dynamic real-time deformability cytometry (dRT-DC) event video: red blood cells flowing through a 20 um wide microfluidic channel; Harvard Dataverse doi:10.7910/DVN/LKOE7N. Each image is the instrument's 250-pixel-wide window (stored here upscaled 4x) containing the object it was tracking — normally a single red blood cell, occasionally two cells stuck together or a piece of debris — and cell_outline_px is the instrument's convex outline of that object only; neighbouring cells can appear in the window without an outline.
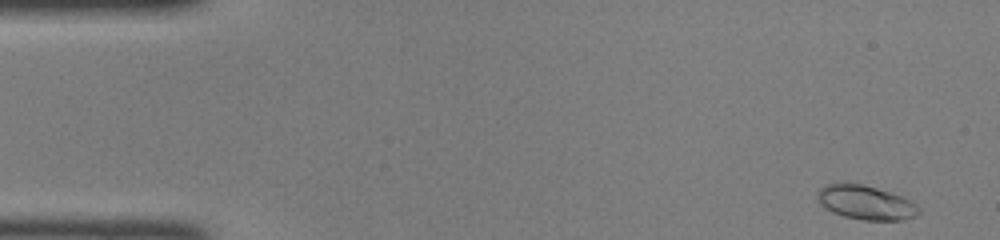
{"species": "common noctule bat (a hibernating species)", "species_latin": "Nyctalus noctula", "temperature_condition": "room temperature", "stored_images_in_passage": 45, "camera_frame_rate_fps": 3000, "um_per_image_px": 0.085, "animal": {"sex": "female", "body_mass_g": 22.0, "forearm_length_mm": 56.7}, "frame": {"image": 1, "passage_image": 1, "time_ms": 0.0, "image_size_px": [1000, 240], "cell_outline_px": [[920, 212], [916, 216], [904, 220], [864, 220], [844, 216], [832, 212], [824, 208], [820, 204], [816, 196], [820, 188], [824, 184], [864, 184], [904, 196], [916, 204], [920, 208]], "centroid_in_image_um": [73.61, 17.22], "position_along_channel_um": 11.4, "area_um2": 20.29}}
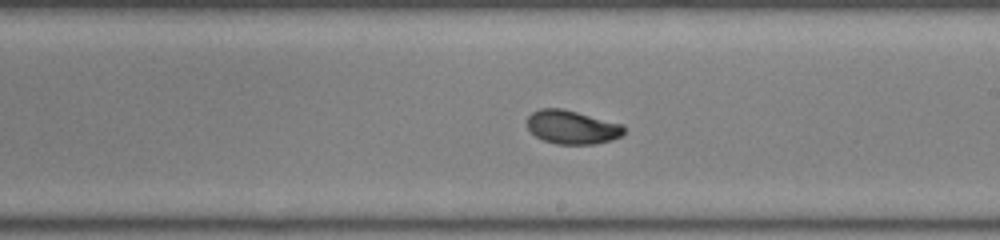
{"frame": {"image": 2, "passage_image": 25, "time_ms": 8.0, "image_size_px": [1000, 240], "cell_outline_px": [[624, 132], [620, 136], [596, 144], [556, 144], [544, 140], [536, 136], [528, 128], [528, 116], [532, 112], [540, 108], [560, 108], [624, 124]], "centroid_in_image_um": [48.62, 10.8], "position_along_channel_um": 240.4, "area_um2": 18.79}}
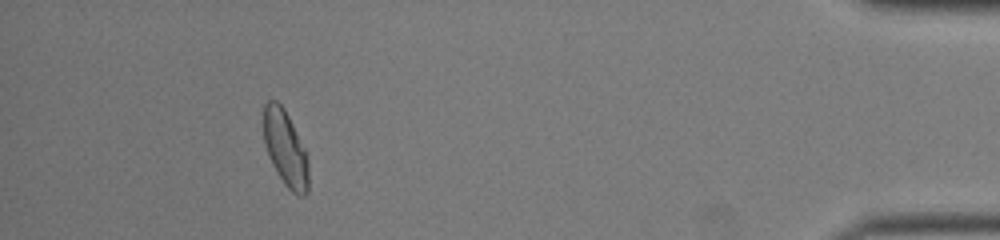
{"frame": {"image": 3, "passage_image": 41, "time_ms": 13.333, "image_size_px": [1000, 240], "cell_outline_px": [[308, 192], [304, 196], [296, 196], [284, 184], [272, 164], [268, 156], [264, 144], [264, 104], [268, 100], [276, 100], [284, 108], [308, 156]], "centroid_in_image_um": [24.26, 12.65], "position_along_channel_um": 410.9, "area_um2": 19.83}}